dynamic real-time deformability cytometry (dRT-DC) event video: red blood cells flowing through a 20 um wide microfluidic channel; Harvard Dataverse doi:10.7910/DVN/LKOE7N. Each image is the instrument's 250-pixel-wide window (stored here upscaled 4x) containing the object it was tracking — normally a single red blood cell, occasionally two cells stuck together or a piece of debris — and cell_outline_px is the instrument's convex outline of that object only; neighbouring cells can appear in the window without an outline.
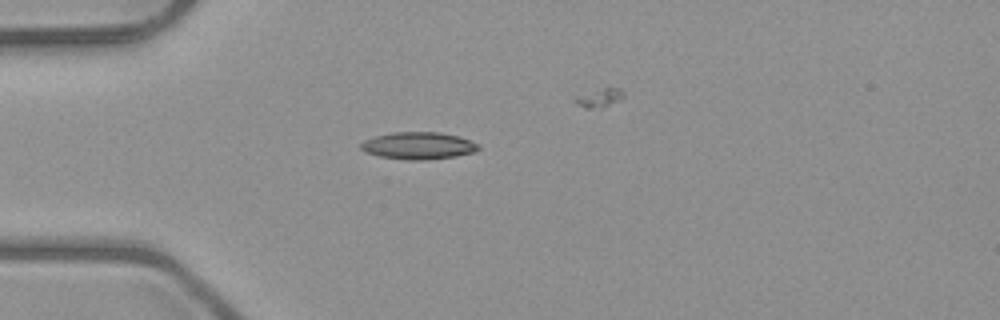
{"species": "common noctule bat (a hibernating species)", "species_latin": "Nyctalus noctula", "temperature_condition": "room temperature", "stored_images_in_passage": 8, "camera_frame_rate_fps": 3000, "um_per_image_px": 0.085, "animal": {"sex": "male", "body_mass_g": 23.1, "forearm_length_mm": 52.7}, "frame": {"image": 1, "passage_image": 4, "time_ms": 4.333, "image_size_px": [1000, 320], "cell_outline_px": [[480, 148], [472, 152], [456, 156], [428, 160], [408, 160], [380, 156], [368, 152], [360, 148], [360, 144], [364, 140], [376, 136], [392, 132], [440, 132], [460, 136], [480, 144]], "centroid_in_image_um": [35.6, 12.37], "position_along_channel_um": 49.4, "area_um2": 18.61}}